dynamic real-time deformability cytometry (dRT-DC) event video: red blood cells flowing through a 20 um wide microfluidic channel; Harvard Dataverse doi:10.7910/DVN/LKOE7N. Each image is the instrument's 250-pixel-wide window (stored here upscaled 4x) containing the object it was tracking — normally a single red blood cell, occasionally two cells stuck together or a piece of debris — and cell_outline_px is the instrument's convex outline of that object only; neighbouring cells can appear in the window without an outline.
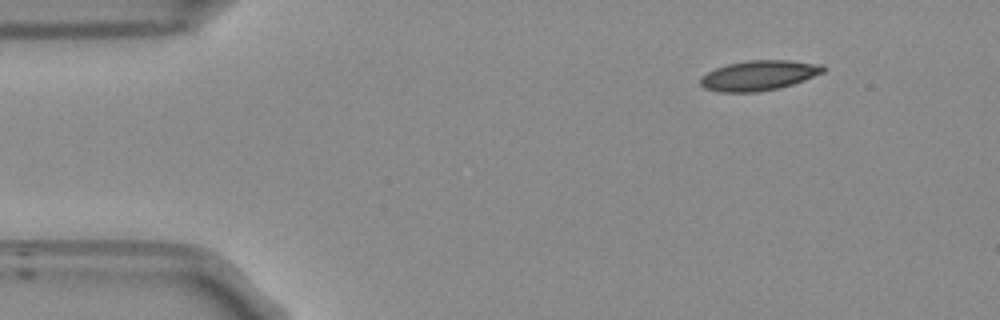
{"species": "Egyptian fruit bat (a non-hibernating species)", "species_latin": "Rousettus aegyptiacus", "temperature_condition": "room temperature", "stored_images_in_passage": 47, "camera_frame_rate_fps": 3000, "um_per_image_px": 0.085, "frame": {"image": 1, "passage_image": 1, "time_ms": 0.0, "image_size_px": [1000, 320], "cell_outline_px": [[828, 68], [824, 72], [804, 80], [792, 84], [776, 88], [756, 92], [716, 92], [704, 88], [700, 84], [700, 76], [716, 68], [728, 64], [748, 60], [788, 60], [824, 64]], "centroid_in_image_um": [64.51, 6.4], "position_along_channel_um": 20.5, "area_um2": 21.56}}
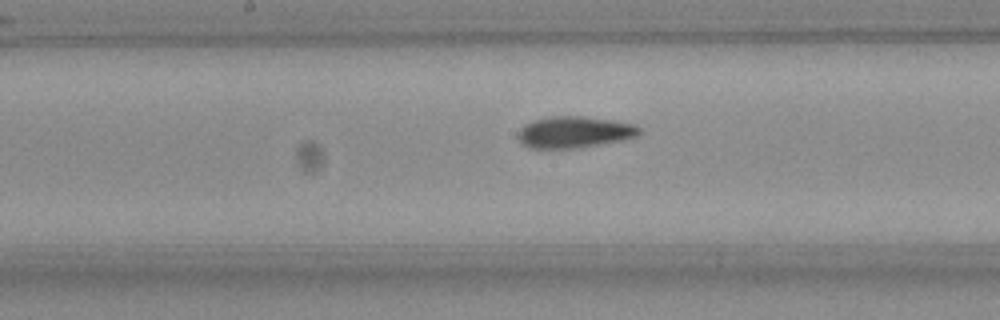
{"frame": {"image": 2, "passage_image": 21, "time_ms": 6.667, "image_size_px": [1000, 320], "cell_outline_px": [[640, 132], [636, 136], [620, 140], [572, 148], [532, 148], [524, 144], [516, 136], [520, 128], [524, 124], [532, 120], [552, 116], [580, 116], [612, 120], [636, 124], [640, 128]], "centroid_in_image_um": [48.78, 11.21], "position_along_channel_um": 199.4, "area_um2": 21.96}}
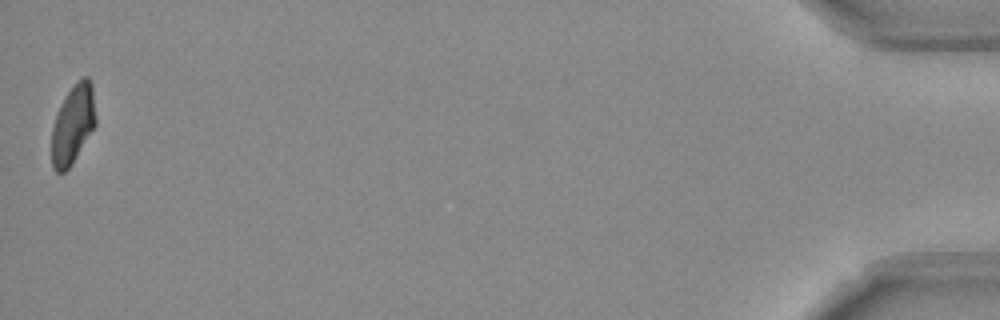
{"frame": {"image": 3, "passage_image": 47, "time_ms": 15.333, "image_size_px": [1000, 320], "cell_outline_px": [[96, 124], [72, 164], [64, 172], [56, 172], [52, 168], [52, 128], [60, 104], [76, 80], [84, 76], [88, 76], [92, 84], [96, 116]], "centroid_in_image_um": [6.21, 10.55], "position_along_channel_um": 429.0, "area_um2": 20.29}, "authors_computed_cell_mechanics": {"area_um2": 21.9062, "velocity_mm_per_s": 3.8099, "shape_relaxation_time_tau1_ms": null, "shape_relaxation_time_tau2_ms": 3.4387, "deformation_change_tau1": null, "deformation_change_tau2": 0.0916}}